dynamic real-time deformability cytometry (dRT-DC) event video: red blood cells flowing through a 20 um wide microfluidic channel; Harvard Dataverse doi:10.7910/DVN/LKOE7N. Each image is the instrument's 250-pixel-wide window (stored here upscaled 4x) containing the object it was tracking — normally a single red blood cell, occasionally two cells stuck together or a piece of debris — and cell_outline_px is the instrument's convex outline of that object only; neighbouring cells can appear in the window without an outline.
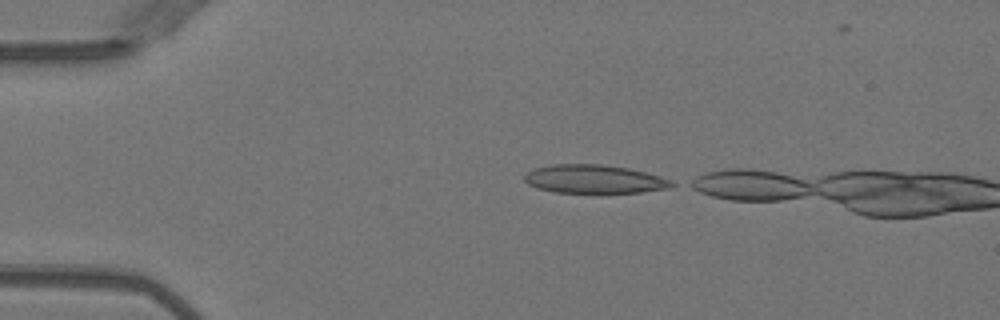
{"species": "Egyptian fruit bat (a non-hibernating species)", "species_latin": "Rousettus aegyptiacus", "temperature_condition": "warm", "stored_images_in_passage": 6, "camera_frame_rate_fps": 3000, "um_per_image_px": 0.085, "animal": {"sex": "female"}, "frame": {"image": 1, "passage_image": 4, "time_ms": 1.0, "image_size_px": [1000, 320], "cell_outline_px": [[676, 184], [668, 188], [640, 192], [600, 196], [552, 192], [536, 188], [528, 184], [524, 180], [524, 176], [528, 172], [536, 168], [552, 164], [600, 164], [628, 168], [660, 176], [672, 180]], "centroid_in_image_um": [50.51, 15.28], "position_along_channel_um": 34.5, "area_um2": 25.55}}